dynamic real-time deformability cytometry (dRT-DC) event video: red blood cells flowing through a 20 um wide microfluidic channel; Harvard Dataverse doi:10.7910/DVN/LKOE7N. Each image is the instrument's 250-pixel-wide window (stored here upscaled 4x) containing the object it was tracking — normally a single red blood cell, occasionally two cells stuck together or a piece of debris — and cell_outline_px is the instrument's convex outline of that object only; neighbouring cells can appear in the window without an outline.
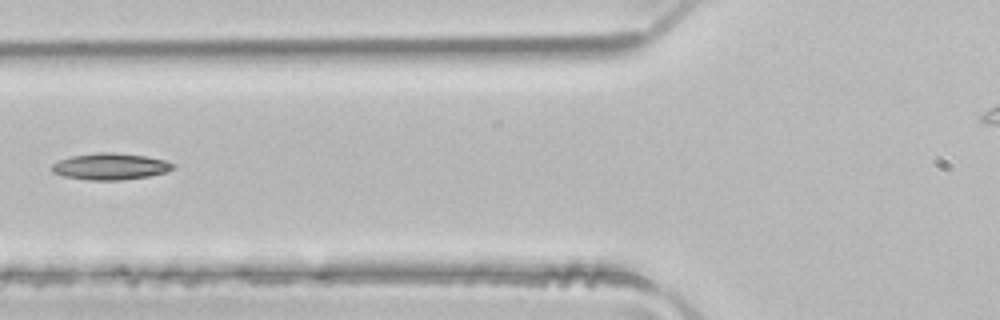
{"species": "common noctule bat (a hibernating species)", "species_latin": "Nyctalus noctula", "temperature_condition": "room temperature", "stored_images_in_passage": 6, "segment_of_instrument_passage": [1, 2], "camera_frame_rate_fps": 3000, "um_per_image_px": 0.085, "animal": {"sex": "male", "body_mass_g": 21.5, "forearm_length_mm": 52.0}, "frame": {"image": 1, "passage_image": 5, "time_ms": 1.333, "image_size_px": [1000, 320], "cell_outline_px": [[176, 168], [168, 172], [148, 176], [120, 180], [88, 180], [64, 176], [52, 172], [52, 164], [60, 160], [72, 156], [96, 152], [112, 152], [144, 156], [164, 160], [176, 164]], "centroid_in_image_um": [9.41, 14.15], "position_along_channel_um": 116.4, "area_um2": 18.73}}